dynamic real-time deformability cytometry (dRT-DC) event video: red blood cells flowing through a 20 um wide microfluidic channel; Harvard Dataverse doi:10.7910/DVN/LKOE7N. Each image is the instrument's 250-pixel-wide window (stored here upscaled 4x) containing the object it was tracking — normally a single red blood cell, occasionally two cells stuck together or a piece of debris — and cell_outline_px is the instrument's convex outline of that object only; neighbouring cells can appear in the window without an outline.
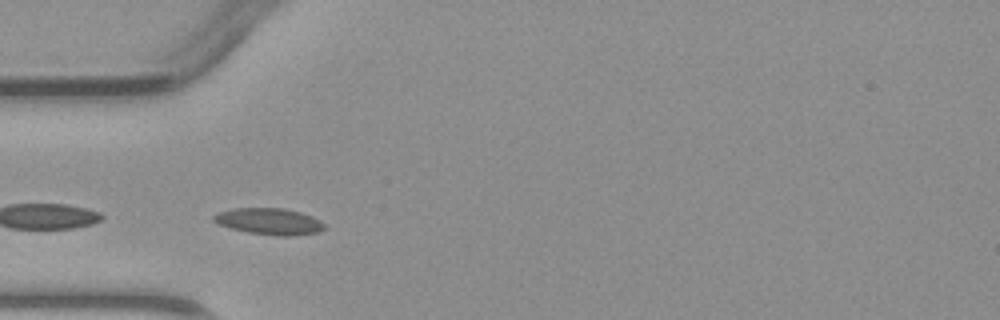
{"species": "common noctule bat (a hibernating species)", "species_latin": "Nyctalus noctula", "temperature_condition": "warm", "stored_images_in_passage": 4, "camera_frame_rate_fps": 3000, "um_per_image_px": 0.085, "animal": {"sex": "male", "body_mass_g": 23.1, "forearm_length_mm": 52.7}, "frame": {"image": 1, "passage_image": 3, "time_ms": 2.333, "image_size_px": [1000, 320], "cell_outline_px": [[324, 228], [316, 232], [292, 236], [280, 236], [248, 232], [232, 228], [220, 224], [212, 220], [212, 216], [216, 212], [232, 208], [284, 208], [300, 212], [312, 216], [320, 220], [324, 224]], "centroid_in_image_um": [22.86, 18.8], "position_along_channel_um": 62.1, "area_um2": 16.99}}
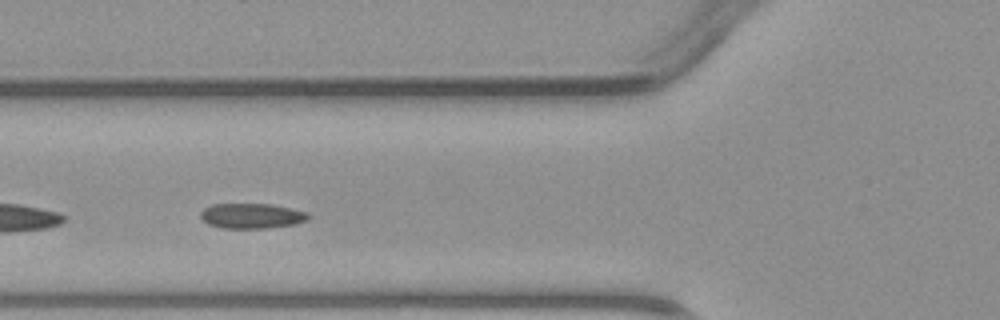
{"frame": {"image": 2, "passage_image": 4, "time_ms": 3.333, "image_size_px": [1000, 320], "cell_outline_px": [[312, 216], [308, 220], [292, 224], [268, 228], [220, 228], [208, 224], [200, 216], [200, 212], [204, 208], [212, 204], [268, 204], [308, 212]], "centroid_in_image_um": [21.38, 18.35], "position_along_channel_um": 104.4, "area_um2": 15.72}}